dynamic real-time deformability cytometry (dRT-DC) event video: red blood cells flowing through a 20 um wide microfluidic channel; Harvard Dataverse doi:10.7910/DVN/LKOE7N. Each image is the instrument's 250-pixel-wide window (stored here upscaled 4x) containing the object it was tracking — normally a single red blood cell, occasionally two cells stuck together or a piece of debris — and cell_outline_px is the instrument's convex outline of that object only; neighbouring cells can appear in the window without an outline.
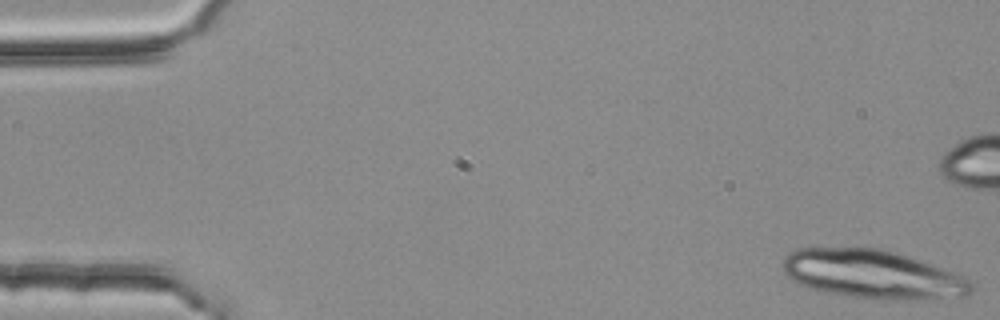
{"species": "common noctule bat (a hibernating species)", "species_latin": "Nyctalus noctula", "temperature_condition": "room temperature", "stored_images_in_passage": 35, "camera_frame_rate_fps": 3000, "um_per_image_px": 0.085, "animal": {"sex": "female", "body_mass_g": 25.1}, "frame": {"image": 1, "passage_image": 1, "time_ms": 0.0, "image_size_px": [1000, 320], "cell_outline_px": [[976, 288], [972, 292], [964, 296], [916, 300], [880, 300], [824, 292], [808, 288], [792, 280], [784, 272], [780, 264], [784, 256], [788, 252], [796, 248], [880, 248], [896, 252], [952, 272], [968, 280]], "centroid_in_image_um": [74.12, 23.32], "position_along_channel_um": 10.9, "area_um2": 53.52}}